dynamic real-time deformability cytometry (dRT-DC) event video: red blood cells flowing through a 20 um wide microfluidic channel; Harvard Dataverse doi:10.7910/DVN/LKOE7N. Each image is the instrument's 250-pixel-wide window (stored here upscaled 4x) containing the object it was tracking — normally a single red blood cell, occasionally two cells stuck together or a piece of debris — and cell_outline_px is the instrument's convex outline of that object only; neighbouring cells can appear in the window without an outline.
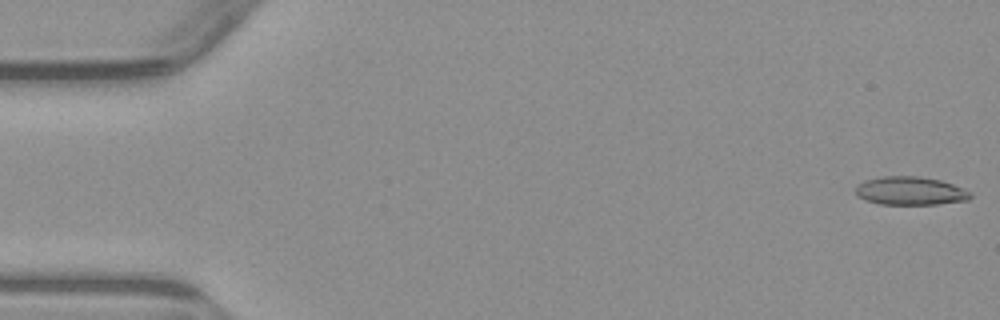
{"species": "common noctule bat (a hibernating species)", "species_latin": "Nyctalus noctula", "temperature_condition": "warm", "stored_images_in_passage": 6, "camera_frame_rate_fps": 3000, "um_per_image_px": 0.085, "animal": {"sex": "male", "body_mass_g": 23.1, "forearm_length_mm": 52.7}, "frame": {"image": 1, "passage_image": 1, "time_ms": 0.0, "image_size_px": [1000, 320], "cell_outline_px": [[972, 196], [968, 200], [936, 204], [880, 204], [864, 200], [856, 192], [856, 184], [864, 180], [880, 176], [920, 176], [940, 180], [964, 188], [972, 192]], "centroid_in_image_um": [77.38, 16.21], "position_along_channel_um": 7.6, "area_um2": 19.07}}
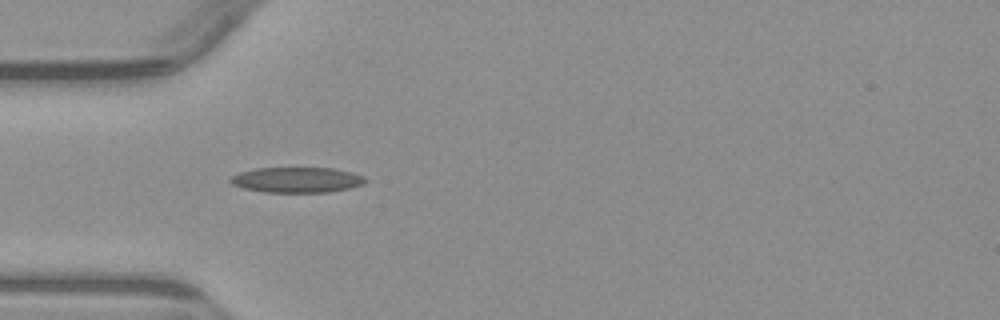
{"frame": {"image": 2, "passage_image": 5, "time_ms": 5.0, "image_size_px": [1000, 320], "cell_outline_px": [[368, 180], [364, 184], [348, 188], [328, 192], [264, 192], [244, 188], [232, 184], [228, 180], [232, 176], [240, 172], [256, 168], [332, 168], [352, 172], [364, 176]], "centroid_in_image_um": [25.25, 15.28], "position_along_channel_um": 59.8, "area_um2": 19.94}}
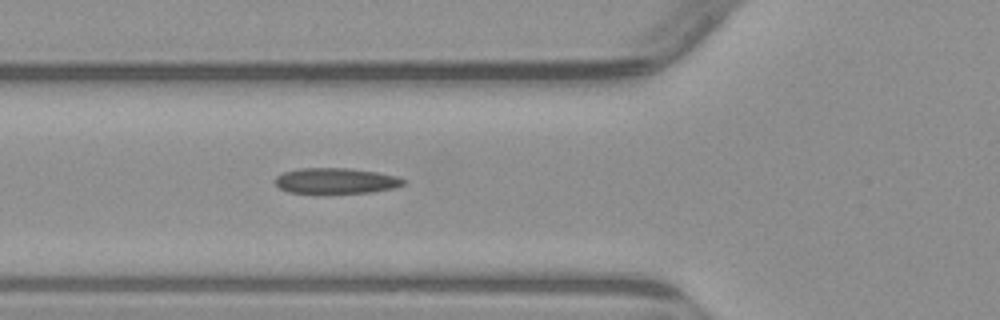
{"frame": {"image": 3, "passage_image": 6, "time_ms": 6.0, "image_size_px": [1000, 320], "cell_outline_px": [[408, 180], [404, 184], [396, 188], [372, 192], [324, 196], [316, 196], [288, 192], [280, 188], [272, 180], [276, 176], [284, 172], [300, 168], [348, 168], [376, 172], [396, 176]], "centroid_in_image_um": [28.51, 15.42], "position_along_channel_um": 97.3, "area_um2": 20.35}}